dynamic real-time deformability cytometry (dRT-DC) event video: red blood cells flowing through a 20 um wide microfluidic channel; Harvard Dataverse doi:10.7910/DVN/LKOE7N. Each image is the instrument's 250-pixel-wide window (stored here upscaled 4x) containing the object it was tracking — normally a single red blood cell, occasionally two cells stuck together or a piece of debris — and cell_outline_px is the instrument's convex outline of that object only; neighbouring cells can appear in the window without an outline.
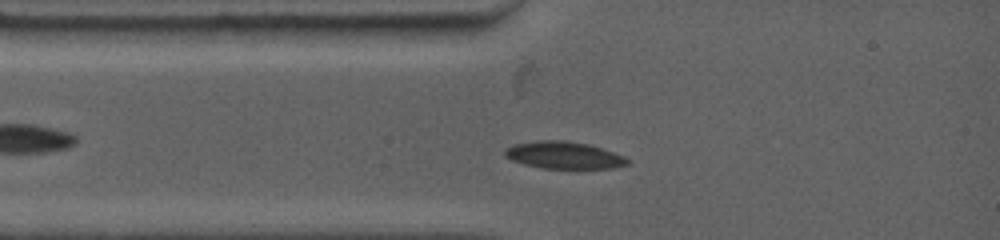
{"species": "common noctule bat (a hibernating species)", "species_latin": "Nyctalus noctula", "temperature_condition": "warm", "stored_images_in_passage": 55, "camera_frame_rate_fps": 4500, "um_per_image_px": 0.085, "animal": {"sex": "female", "body_mass_g": 19.0, "forearm_length_mm": 53.3}, "frame": {"image": 1, "passage_image": 10, "time_ms": 1.778, "image_size_px": [1000, 240], "cell_outline_px": [[628, 164], [612, 168], [544, 168], [524, 164], [512, 160], [504, 156], [504, 148], [516, 144], [536, 140], [564, 140], [588, 144], [624, 156], [628, 160]], "centroid_in_image_um": [47.88, 13.18], "position_along_channel_um": 37.1, "area_um2": 19.19}}
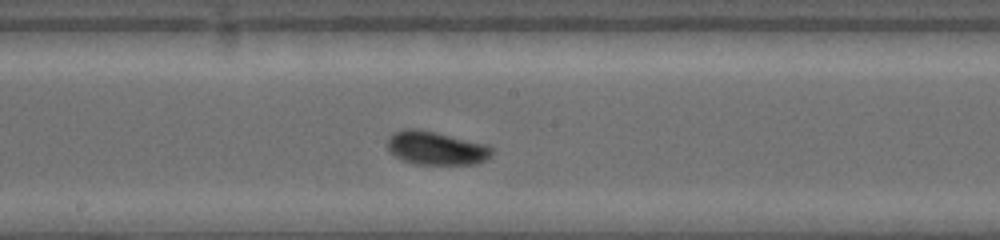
{"frame": {"image": 2, "passage_image": 26, "time_ms": 6.444, "image_size_px": [1000, 240], "cell_outline_px": [[492, 152], [484, 160], [476, 164], [412, 164], [396, 156], [388, 148], [388, 136], [392, 132], [404, 128], [420, 128], [488, 144], [492, 148]], "centroid_in_image_um": [37.05, 12.56], "position_along_channel_um": 211.2, "area_um2": 20.52}}
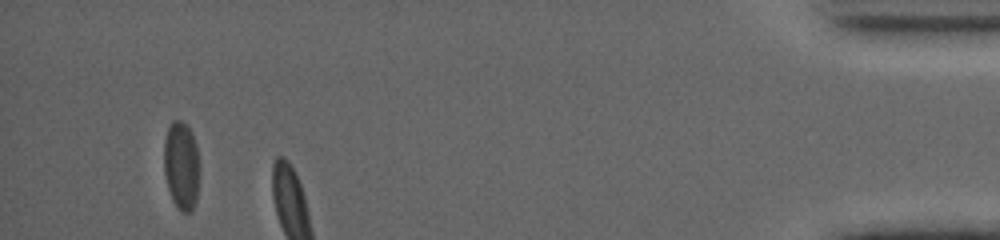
{"frame": {"image": 3, "passage_image": 51, "time_ms": 13.778, "image_size_px": [1000, 240], "cell_outline_px": [[200, 176], [196, 200], [192, 208], [188, 212], [180, 212], [172, 200], [168, 188], [164, 172], [164, 140], [168, 124], [172, 120], [180, 120], [188, 124], [192, 132], [196, 144], [200, 168]], "centroid_in_image_um": [15.43, 14.03], "position_along_channel_um": 419.8, "area_um2": 18.84}, "authors_computed_cell_mechanics": {"area_um2": 19.1318, "velocity_mm_per_s": 3.7687, "shape_relaxation_time_tau1_ms": 9.122, "shape_relaxation_time_tau2_ms": null, "deformation_change_tau1": 0.2011, "deformation_change_tau2": null}}